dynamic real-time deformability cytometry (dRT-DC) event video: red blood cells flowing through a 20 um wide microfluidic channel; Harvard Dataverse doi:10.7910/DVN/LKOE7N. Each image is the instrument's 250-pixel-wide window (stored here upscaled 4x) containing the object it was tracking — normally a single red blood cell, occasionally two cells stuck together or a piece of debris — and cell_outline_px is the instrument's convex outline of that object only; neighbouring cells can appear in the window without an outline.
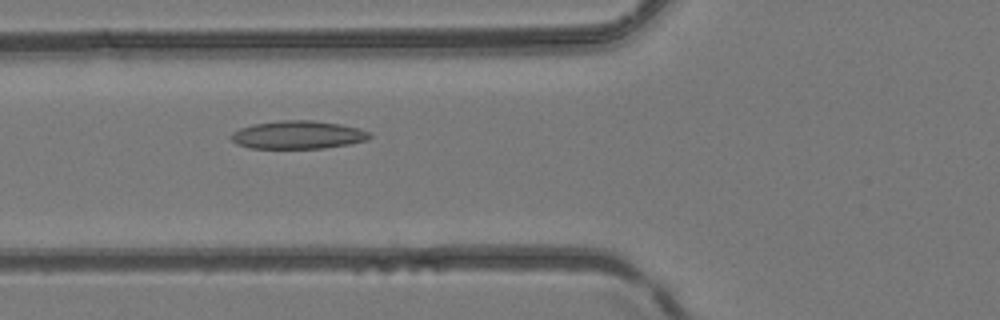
{"species": "common noctule bat (a hibernating species)", "species_latin": "Nyctalus noctula", "temperature_condition": "room temperature", "stored_images_in_passage": 34, "camera_frame_rate_fps": 3000, "um_per_image_px": 0.085, "animal": {"sex": "female", "body_mass_g": 24.6, "forearm_length_mm": 56.2}, "frame": {"image": 1, "passage_image": 5, "time_ms": 1.333, "image_size_px": [1000, 320], "cell_outline_px": [[372, 136], [368, 140], [348, 144], [324, 148], [248, 148], [236, 144], [228, 136], [232, 132], [240, 128], [252, 124], [280, 120], [312, 120], [340, 124], [360, 128], [372, 132]], "centroid_in_image_um": [25.32, 11.46], "position_along_channel_um": 100.5, "area_um2": 22.95}}
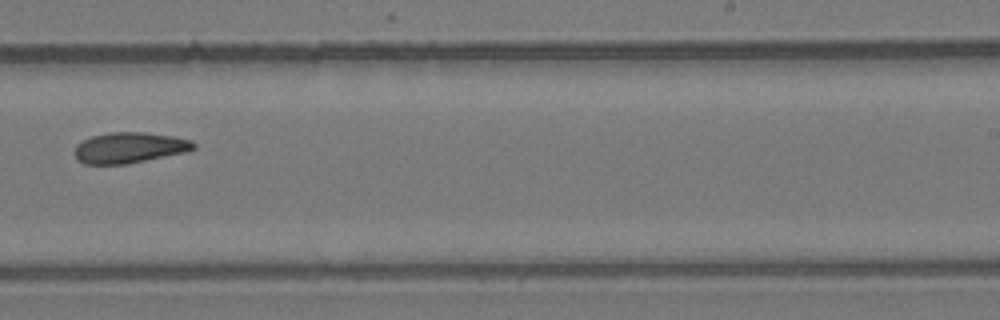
{"frame": {"image": 2, "passage_image": 17, "time_ms": 5.333, "image_size_px": [1000, 320], "cell_outline_px": [[196, 148], [188, 152], [128, 164], [84, 164], [76, 160], [72, 152], [76, 144], [92, 136], [108, 132], [144, 132], [172, 136], [192, 140], [196, 144]], "centroid_in_image_um": [10.99, 12.56], "position_along_channel_um": 278.0, "area_um2": 21.73}}
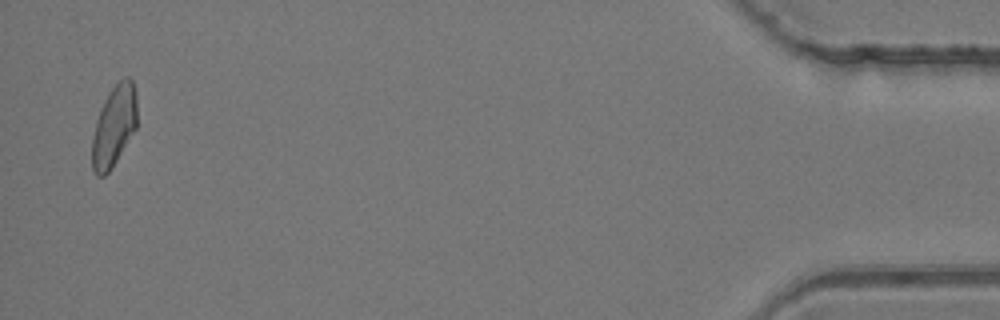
{"frame": {"image": 3, "passage_image": 33, "time_ms": 10.667, "image_size_px": [1000, 320], "cell_outline_px": [[136, 128], [112, 168], [104, 176], [96, 176], [92, 168], [92, 136], [96, 120], [100, 108], [104, 100], [112, 88], [124, 76], [128, 76], [132, 80], [136, 92]], "centroid_in_image_um": [9.68, 10.71], "position_along_channel_um": 425.5, "area_um2": 21.27}}